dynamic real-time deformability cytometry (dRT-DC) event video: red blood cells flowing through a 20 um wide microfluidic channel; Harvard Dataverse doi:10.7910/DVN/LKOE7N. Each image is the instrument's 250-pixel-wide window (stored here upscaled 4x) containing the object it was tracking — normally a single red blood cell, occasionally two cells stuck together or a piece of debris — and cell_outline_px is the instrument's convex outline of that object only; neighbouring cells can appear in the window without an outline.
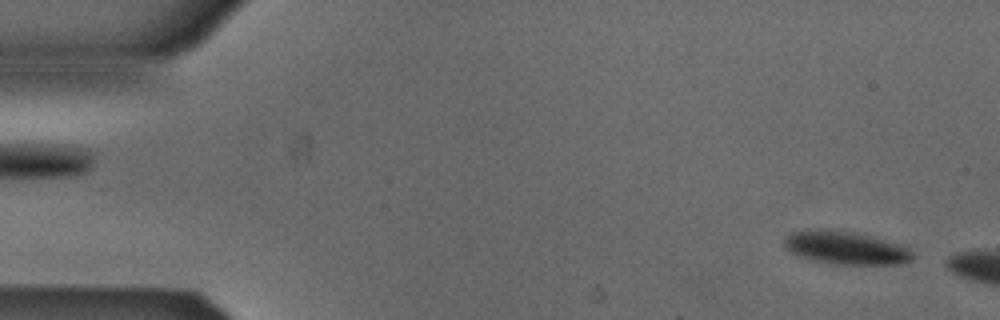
{"species": "Egyptian fruit bat (a non-hibernating species)", "species_latin": "Rousettus aegyptiacus", "temperature_condition": "cold", "stored_images_in_passage": 7, "camera_frame_rate_fps": 3000, "um_per_image_px": 0.085, "animal": {"sex": "male"}, "frame": {"image": 1, "passage_image": 2, "time_ms": 0.333, "image_size_px": [1000, 320], "cell_outline_px": [[912, 260], [900, 264], [836, 264], [808, 260], [796, 256], [788, 252], [780, 244], [784, 236], [792, 232], [816, 228], [840, 228], [904, 244], [912, 252]], "centroid_in_image_um": [71.79, 21.03], "position_along_channel_um": 13.2, "area_um2": 25.84}}